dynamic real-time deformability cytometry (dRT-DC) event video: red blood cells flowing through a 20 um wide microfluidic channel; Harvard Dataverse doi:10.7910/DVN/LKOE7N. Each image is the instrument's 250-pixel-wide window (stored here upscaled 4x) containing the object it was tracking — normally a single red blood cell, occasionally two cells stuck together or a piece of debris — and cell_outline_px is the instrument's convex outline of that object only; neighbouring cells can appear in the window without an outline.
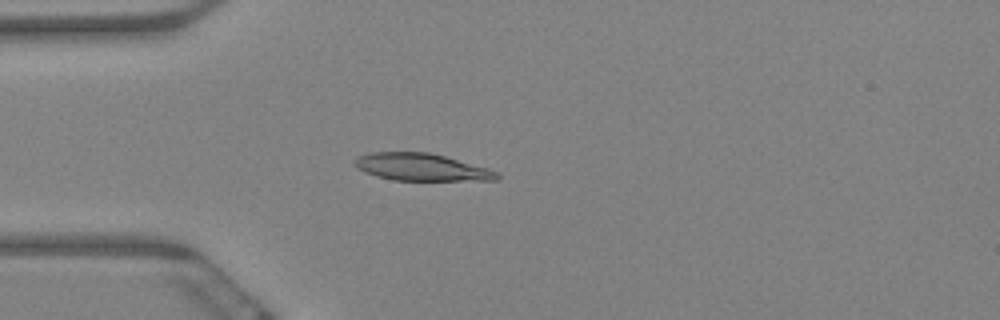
{"species": "Egyptian fruit bat (a non-hibernating species)", "species_latin": "Rousettus aegyptiacus", "temperature_condition": "warm", "stored_images_in_passage": 59, "camera_frame_rate_fps": 3000, "um_per_image_px": 0.085, "animal": {"sex": "female"}, "frame": {"image": 1, "passage_image": 16, "time_ms": 5.0, "image_size_px": [1000, 320], "cell_outline_px": [[500, 176], [496, 180], [392, 180], [376, 176], [364, 172], [356, 168], [352, 164], [352, 160], [356, 156], [372, 152], [428, 152], [444, 156], [488, 168], [496, 172]], "centroid_in_image_um": [35.73, 14.2], "position_along_channel_um": 49.3, "area_um2": 22.66}}
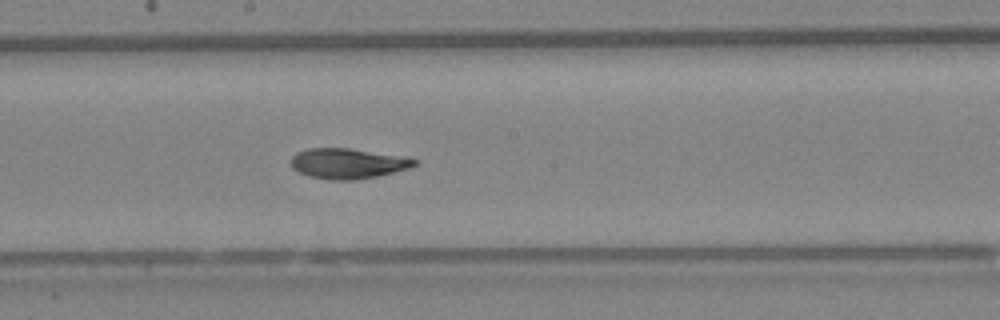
{"frame": {"image": 2, "passage_image": 32, "time_ms": 10.333, "image_size_px": [1000, 320], "cell_outline_px": [[420, 164], [408, 168], [376, 176], [352, 180], [332, 180], [308, 176], [292, 168], [288, 164], [292, 156], [296, 152], [308, 148], [348, 148], [420, 160]], "centroid_in_image_um": [29.49, 13.9], "position_along_channel_um": 218.7, "area_um2": 21.62}}
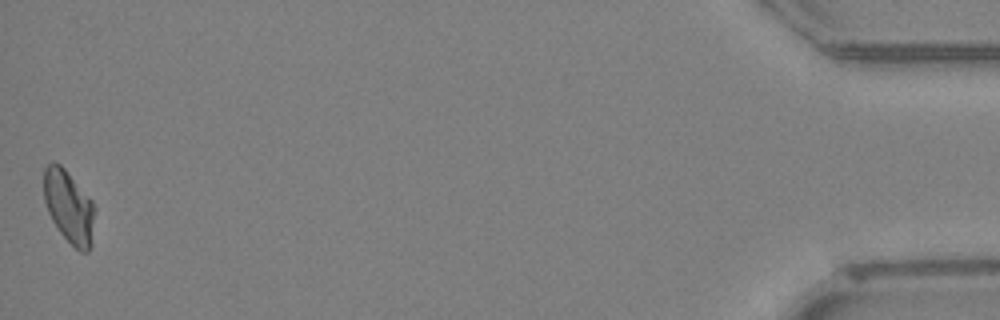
{"frame": {"image": 3, "passage_image": 59, "time_ms": 19.333, "image_size_px": [1000, 320], "cell_outline_px": [[96, 208], [92, 244], [88, 252], [80, 252], [60, 232], [52, 220], [48, 212], [44, 200], [44, 168], [48, 164], [60, 164], [64, 168], [92, 200]], "centroid_in_image_um": [5.89, 17.6], "position_along_channel_um": 429.3, "area_um2": 21.56}, "authors_computed_cell_mechanics": {"area_um2": 21.964, "velocity_mm_per_s": 3.4099, "shape_relaxation_time_tau1_ms": 10.4838, "shape_relaxation_time_tau2_ms": 3.9642, "deformation_change_tau1": 0.2154, "deformation_change_tau2": 0.0664}}